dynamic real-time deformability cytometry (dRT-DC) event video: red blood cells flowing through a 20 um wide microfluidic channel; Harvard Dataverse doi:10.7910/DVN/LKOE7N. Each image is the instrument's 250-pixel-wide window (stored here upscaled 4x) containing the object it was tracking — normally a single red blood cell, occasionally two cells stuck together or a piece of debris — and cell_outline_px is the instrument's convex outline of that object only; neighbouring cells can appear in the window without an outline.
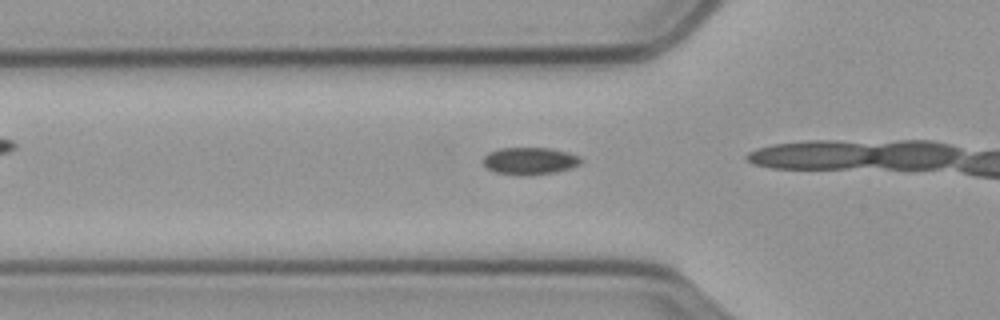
{"species": "common noctule bat (a hibernating species)", "species_latin": "Nyctalus noctula", "temperature_condition": "cold", "stored_images_in_passage": 5, "camera_frame_rate_fps": 3000, "um_per_image_px": 0.085, "animal": {"sex": "male", "body_mass_g": 23.1, "forearm_length_mm": 52.7}, "frame": {"image": 1, "passage_image": 3, "time_ms": 0.667, "image_size_px": [1000, 320], "cell_outline_px": [[584, 160], [580, 164], [572, 168], [556, 172], [520, 176], [496, 172], [488, 168], [484, 164], [484, 156], [488, 152], [500, 148], [548, 148], [568, 152], [580, 156]], "centroid_in_image_um": [45.07, 13.68], "position_along_channel_um": 80.7, "area_um2": 15.61}}